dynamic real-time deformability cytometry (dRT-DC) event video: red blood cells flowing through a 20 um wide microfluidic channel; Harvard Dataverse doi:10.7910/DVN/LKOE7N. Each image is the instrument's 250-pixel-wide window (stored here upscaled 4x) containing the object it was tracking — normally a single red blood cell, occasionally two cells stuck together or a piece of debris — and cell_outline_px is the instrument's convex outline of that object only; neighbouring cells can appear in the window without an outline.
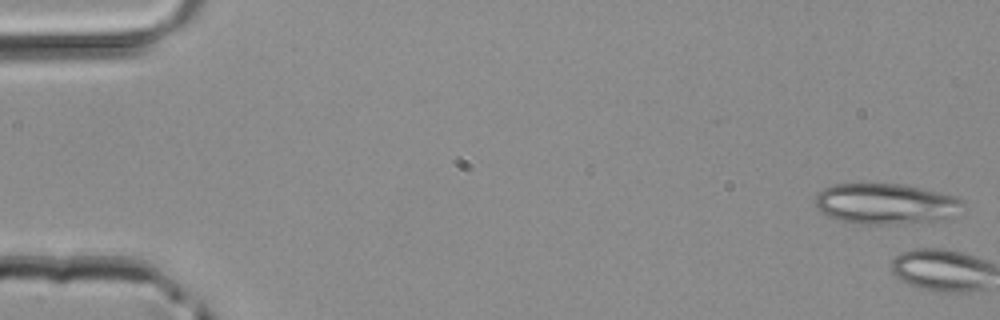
{"species": "common noctule bat (a hibernating species)", "species_latin": "Nyctalus noctula", "temperature_condition": "room temperature", "stored_images_in_passage": 3, "camera_frame_rate_fps": 3000, "um_per_image_px": 0.085, "animal": {"sex": "male", "body_mass_g": 20.4}, "frame": {"image": 1, "passage_image": 1, "time_ms": 0.0, "image_size_px": [1000, 320], "cell_outline_px": [[964, 204], [940, 220], [896, 224], [856, 224], [836, 220], [828, 216], [816, 204], [816, 196], [824, 188], [836, 184], [904, 184], [956, 196], [964, 200]], "centroid_in_image_um": [75.25, 17.32], "position_along_channel_um": 9.8, "area_um2": 34.51}}